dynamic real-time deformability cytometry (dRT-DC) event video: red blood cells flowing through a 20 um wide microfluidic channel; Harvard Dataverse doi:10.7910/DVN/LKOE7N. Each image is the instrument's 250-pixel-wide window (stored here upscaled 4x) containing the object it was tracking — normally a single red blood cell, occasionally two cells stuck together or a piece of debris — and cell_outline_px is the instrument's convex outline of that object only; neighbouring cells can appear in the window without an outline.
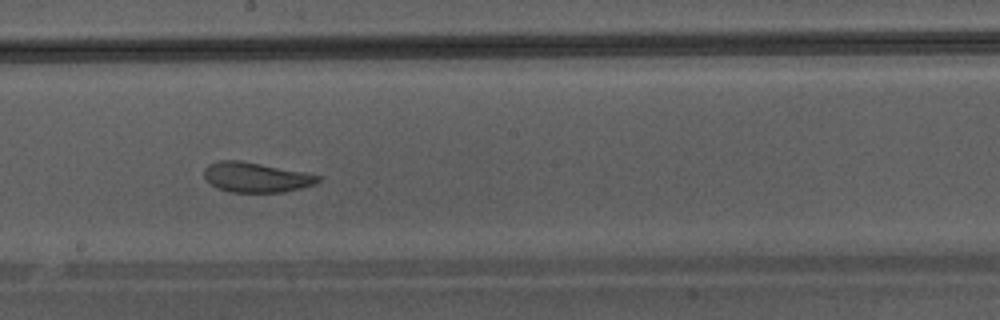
{"species": "Egyptian fruit bat (a non-hibernating species)", "species_latin": "Rousettus aegyptiacus", "temperature_condition": "warm", "stored_images_in_passage": 47, "camera_frame_rate_fps": 3000, "um_per_image_px": 0.085, "animal": {"sex": "male"}, "frame": {"image": 1, "passage_image": 27, "time_ms": 8.667, "image_size_px": [1000, 320], "cell_outline_px": [[320, 180], [316, 184], [284, 192], [228, 192], [216, 188], [204, 176], [204, 168], [208, 164], [220, 160], [240, 160], [304, 172], [320, 176]], "centroid_in_image_um": [21.74, 15.07], "position_along_channel_um": 226.5, "area_um2": 19.83}}